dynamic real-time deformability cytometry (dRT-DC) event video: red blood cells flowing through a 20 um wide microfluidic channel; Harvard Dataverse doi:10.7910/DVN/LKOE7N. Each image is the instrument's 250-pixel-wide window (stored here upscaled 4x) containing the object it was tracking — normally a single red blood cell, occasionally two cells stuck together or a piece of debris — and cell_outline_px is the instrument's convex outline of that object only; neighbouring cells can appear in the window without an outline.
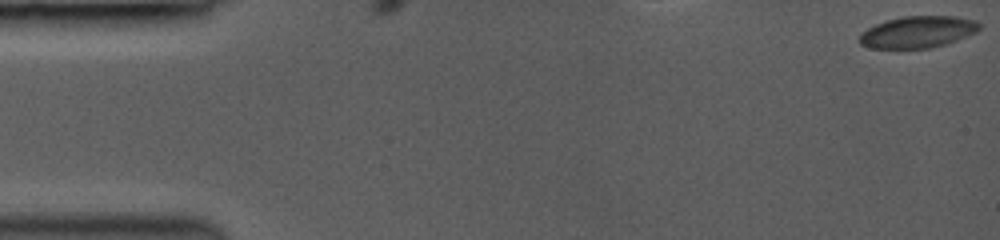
{"species": "common noctule bat (a hibernating species)", "species_latin": "Nyctalus noctula", "temperature_condition": "room temperature", "stored_images_in_passage": 10, "camera_frame_rate_fps": 3000, "um_per_image_px": 0.085, "animal": {"sex": "female", "body_mass_g": 19.0, "forearm_length_mm": 53.3}, "frame": {"image": 1, "passage_image": 1, "time_ms": 0.0, "image_size_px": [1000, 240], "cell_outline_px": [[980, 28], [976, 32], [956, 40], [932, 48], [872, 48], [860, 44], [860, 32], [876, 24], [888, 20], [904, 16], [956, 16], [976, 20], [980, 24]], "centroid_in_image_um": [78.02, 2.71], "position_along_channel_um": 7.0, "area_um2": 22.02}}